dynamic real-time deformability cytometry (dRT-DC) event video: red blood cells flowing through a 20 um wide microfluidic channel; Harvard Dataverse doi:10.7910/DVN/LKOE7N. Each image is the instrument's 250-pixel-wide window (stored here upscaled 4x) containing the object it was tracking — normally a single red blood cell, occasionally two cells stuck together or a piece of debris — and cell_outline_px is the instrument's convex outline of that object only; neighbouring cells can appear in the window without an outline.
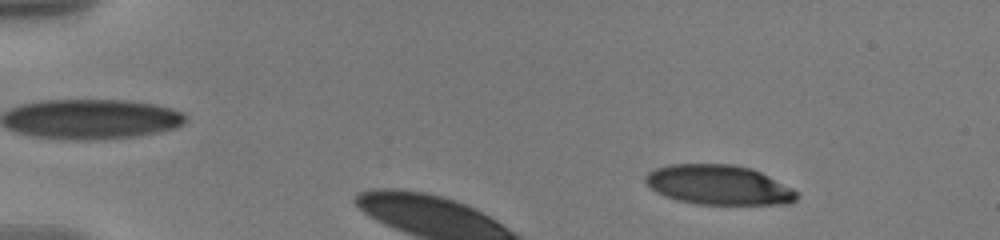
{"species": "human", "species_latin": "Homo sapiens", "temperature_condition": "warm", "stored_images_in_passage": 11, "camera_frame_rate_fps": 3000, "um_per_image_px": 0.085, "donor": {"sex": "male"}, "frame": {"image": 1, "passage_image": 8, "time_ms": 2.333, "image_size_px": [1000, 240], "cell_outline_px": [[796, 200], [792, 204], [696, 204], [676, 200], [664, 196], [656, 192], [644, 180], [644, 176], [648, 172], [656, 168], [668, 164], [732, 164], [752, 168], [792, 188], [796, 192]], "centroid_in_image_um": [61.06, 15.72], "position_along_channel_um": 23.9, "area_um2": 35.03}}